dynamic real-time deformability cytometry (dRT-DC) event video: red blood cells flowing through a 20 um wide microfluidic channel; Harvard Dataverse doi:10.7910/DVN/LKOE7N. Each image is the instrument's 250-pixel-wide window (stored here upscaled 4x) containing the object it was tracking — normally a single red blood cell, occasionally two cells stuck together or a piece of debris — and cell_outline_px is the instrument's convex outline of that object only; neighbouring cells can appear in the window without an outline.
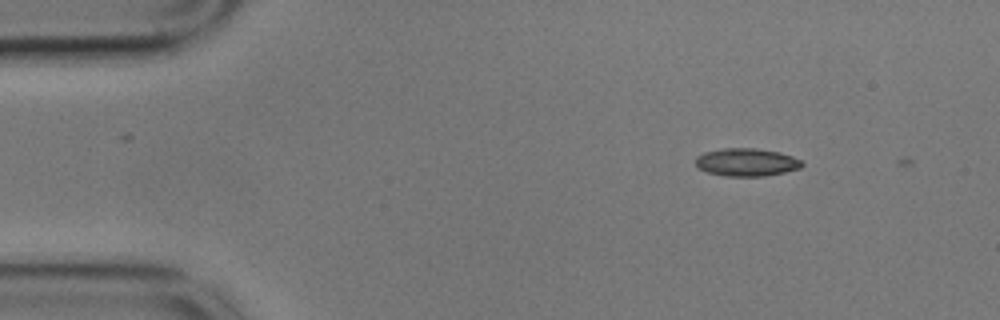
{"species": "common noctule bat (a hibernating species)", "species_latin": "Nyctalus noctula", "temperature_condition": "cold", "stored_images_in_passage": 2, "camera_frame_rate_fps": 3000, "um_per_image_px": 0.085, "animal": {"sex": "male", "body_mass_g": 17.9}, "frame": {"image": 1, "passage_image": 1, "time_ms": 0.0, "image_size_px": [1000, 320], "cell_outline_px": [[804, 164], [800, 168], [784, 172], [764, 176], [724, 176], [708, 172], [700, 168], [696, 164], [696, 156], [704, 152], [724, 148], [756, 148], [780, 152], [792, 156], [800, 160]], "centroid_in_image_um": [63.46, 13.78], "position_along_channel_um": 21.5, "area_um2": 17.22}}